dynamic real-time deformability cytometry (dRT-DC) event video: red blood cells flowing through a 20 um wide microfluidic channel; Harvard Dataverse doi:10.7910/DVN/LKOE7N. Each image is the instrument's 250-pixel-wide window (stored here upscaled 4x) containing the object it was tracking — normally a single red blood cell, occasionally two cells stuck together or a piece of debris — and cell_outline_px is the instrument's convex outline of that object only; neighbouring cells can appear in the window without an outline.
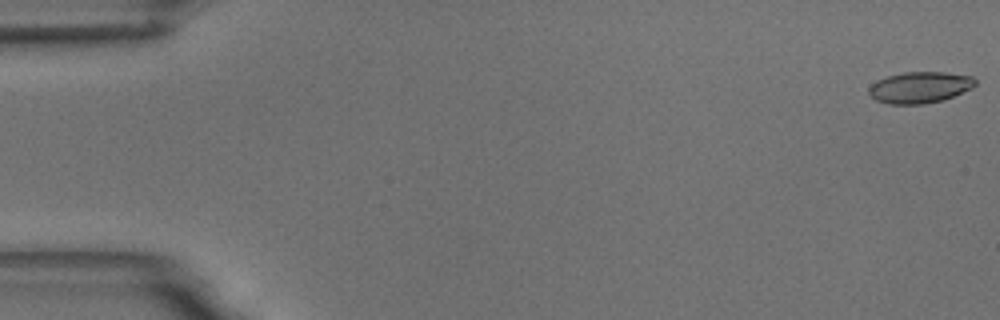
{"species": "common noctule bat (a hibernating species)", "species_latin": "Nyctalus noctula", "temperature_condition": "room temperature", "stored_images_in_passage": 55, "camera_frame_rate_fps": 3000, "um_per_image_px": 0.085, "animal": {"sex": "male", "body_mass_g": 18.8}, "frame": {"image": 1, "passage_image": 1, "time_ms": 0.0, "image_size_px": [1000, 320], "cell_outline_px": [[976, 84], [972, 88], [952, 96], [940, 100], [924, 104], [888, 104], [876, 100], [868, 92], [868, 88], [876, 80], [888, 76], [904, 72], [944, 72], [972, 76], [976, 80]], "centroid_in_image_um": [78.17, 7.42], "position_along_channel_um": 6.8, "area_um2": 19.31}}
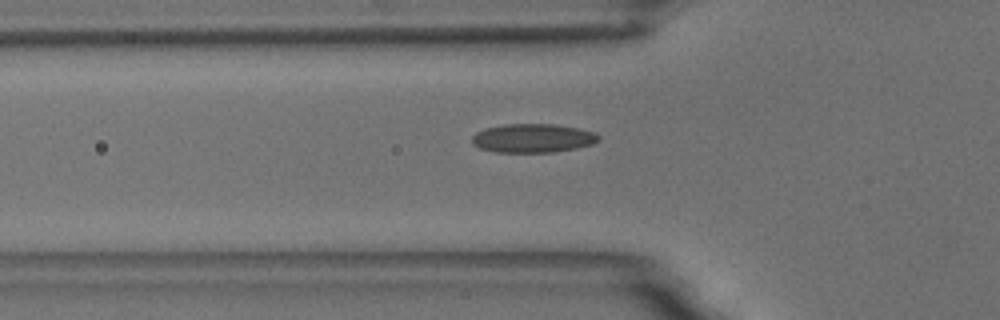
{"frame": {"image": 2, "passage_image": 19, "time_ms": 6.0, "image_size_px": [1000, 320], "cell_outline_px": [[600, 140], [592, 144], [576, 148], [552, 152], [496, 152], [480, 148], [472, 144], [472, 136], [476, 132], [484, 128], [504, 124], [552, 124], [580, 128], [596, 132], [600, 136]], "centroid_in_image_um": [45.3, 11.74], "position_along_channel_um": 80.5, "area_um2": 21.39}}
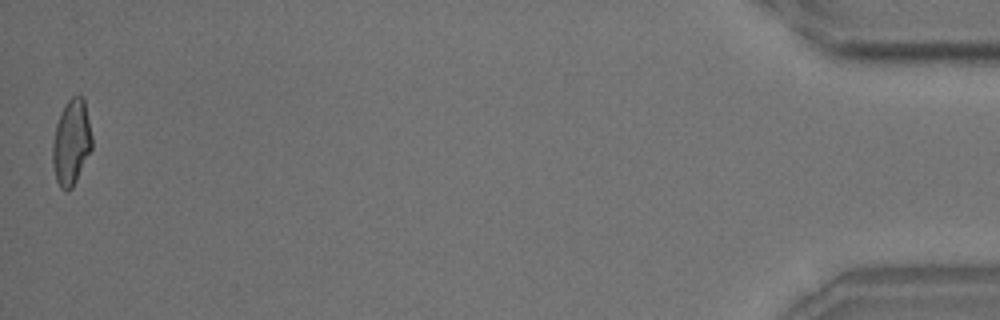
{"frame": {"image": 3, "passage_image": 55, "time_ms": 18.0, "image_size_px": [1000, 320], "cell_outline_px": [[92, 148], [72, 188], [68, 192], [64, 192], [60, 188], [56, 180], [52, 164], [52, 144], [56, 124], [60, 112], [64, 104], [72, 96], [84, 96], [92, 136]], "centroid_in_image_um": [6.05, 12.1], "position_along_channel_um": 429.1, "area_um2": 19.88}, "authors_computed_cell_mechanics": {"area_um2": 19.941, "velocity_mm_per_s": 3.6735, "shape_relaxation_time_tau1_ms": 7.3078, "shape_relaxation_time_tau2_ms": 1.5756, "deformation_change_tau1": 0.1886, "deformation_change_tau2": 0.0721}}